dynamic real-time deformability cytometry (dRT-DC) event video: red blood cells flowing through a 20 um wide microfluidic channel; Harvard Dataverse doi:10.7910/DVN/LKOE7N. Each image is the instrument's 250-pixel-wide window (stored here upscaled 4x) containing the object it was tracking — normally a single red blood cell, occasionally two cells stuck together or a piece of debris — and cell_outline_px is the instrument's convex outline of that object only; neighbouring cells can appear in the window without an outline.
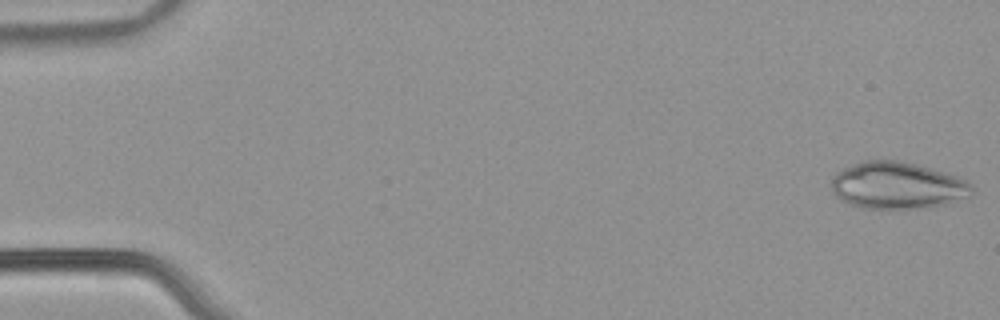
{"species": "common noctule bat (a hibernating species)", "species_latin": "Nyctalus noctula", "temperature_condition": "warm", "stored_images_in_passage": 54, "camera_frame_rate_fps": 3000, "um_per_image_px": 0.085, "animal": {"sex": "male", "body_mass_g": 21.5, "forearm_length_mm": 52.0}, "frame": {"image": 1, "passage_image": 1, "time_ms": 0.0, "image_size_px": [1000, 320], "cell_outline_px": [[972, 192], [968, 196], [948, 204], [932, 208], [860, 208], [848, 204], [840, 200], [836, 196], [832, 188], [832, 176], [836, 172], [844, 168], [864, 160], [904, 160], [932, 168], [956, 176], [972, 184]], "centroid_in_image_um": [76.27, 15.77], "position_along_channel_um": 8.7, "area_um2": 38.73}}
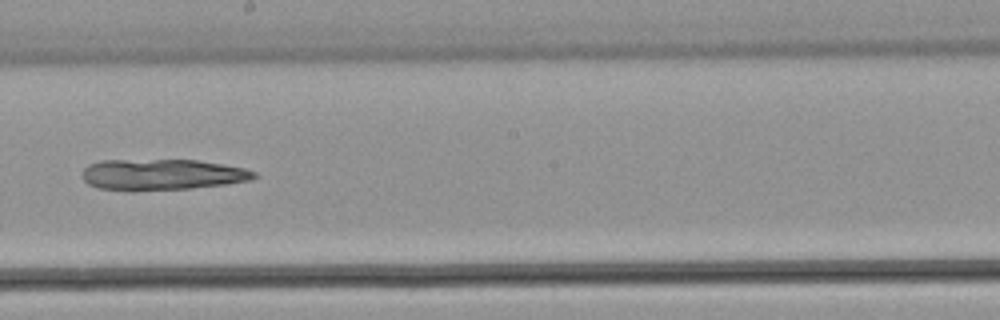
{"frame": {"image": 2, "passage_image": 31, "time_ms": 10.0, "image_size_px": [1000, 320], "cell_outline_px": [[256, 176], [252, 180], [224, 184], [192, 188], [132, 192], [128, 192], [96, 188], [88, 184], [84, 180], [84, 168], [88, 164], [100, 160], [196, 160], [224, 164], [244, 168], [256, 172]], "centroid_in_image_um": [13.73, 14.85], "position_along_channel_um": 234.5, "area_um2": 31.5}}
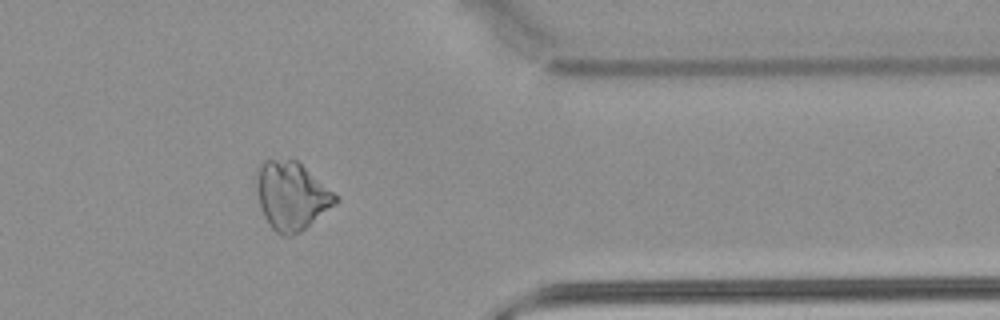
{"frame": {"image": 3, "passage_image": 44, "time_ms": 14.333, "image_size_px": [1000, 320], "cell_outline_px": [[340, 200], [336, 204], [300, 232], [292, 236], [284, 236], [276, 232], [272, 228], [264, 216], [260, 204], [256, 188], [256, 168], [264, 160], [296, 160], [332, 192]], "centroid_in_image_um": [24.75, 16.66], "position_along_channel_um": 386.7, "area_um2": 30.87}}